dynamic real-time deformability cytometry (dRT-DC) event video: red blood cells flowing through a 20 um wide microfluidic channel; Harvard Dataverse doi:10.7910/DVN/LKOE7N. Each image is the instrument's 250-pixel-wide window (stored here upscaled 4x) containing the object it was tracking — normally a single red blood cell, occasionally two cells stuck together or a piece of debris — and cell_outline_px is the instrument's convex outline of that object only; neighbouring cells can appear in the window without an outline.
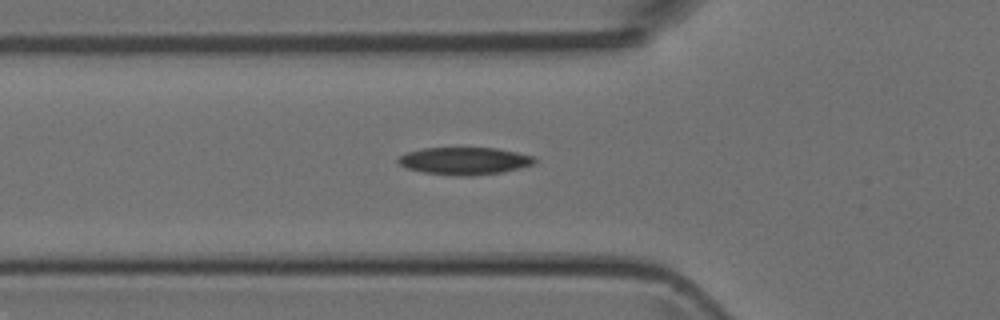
{"species": "Egyptian fruit bat (a non-hibernating species)", "species_latin": "Rousettus aegyptiacus", "temperature_condition": "room temperature", "stored_images_in_passage": 13, "camera_frame_rate_fps": 3000, "um_per_image_px": 0.085, "animal": {"sex": "female"}, "frame": {"image": 1, "passage_image": 6, "time_ms": 1.667, "image_size_px": [1000, 320], "cell_outline_px": [[536, 160], [532, 164], [520, 168], [500, 172], [472, 176], [460, 176], [424, 172], [408, 168], [400, 164], [396, 160], [400, 156], [408, 152], [424, 148], [496, 148], [516, 152], [532, 156]], "centroid_in_image_um": [39.47, 13.67], "position_along_channel_um": 86.3, "area_um2": 21.44}}
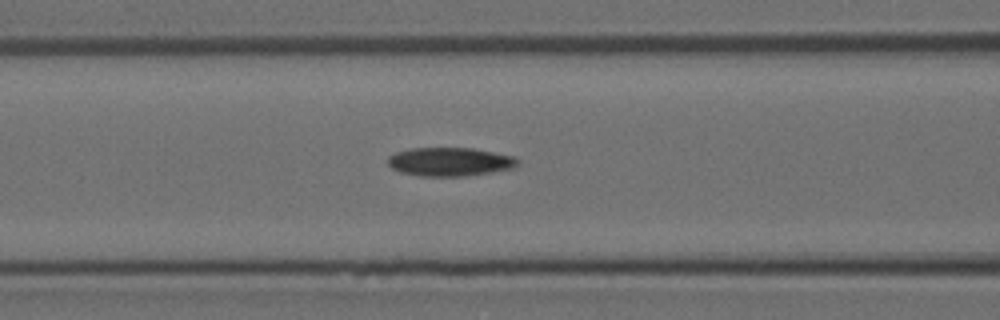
{"frame": {"image": 2, "passage_image": 9, "time_ms": 2.667, "image_size_px": [1000, 320], "cell_outline_px": [[520, 164], [516, 168], [468, 176], [420, 176], [400, 172], [392, 168], [388, 164], [388, 156], [396, 152], [412, 148], [472, 148], [512, 156], [520, 160]], "centroid_in_image_um": [38.26, 13.76], "position_along_channel_um": 128.3, "area_um2": 21.79}}